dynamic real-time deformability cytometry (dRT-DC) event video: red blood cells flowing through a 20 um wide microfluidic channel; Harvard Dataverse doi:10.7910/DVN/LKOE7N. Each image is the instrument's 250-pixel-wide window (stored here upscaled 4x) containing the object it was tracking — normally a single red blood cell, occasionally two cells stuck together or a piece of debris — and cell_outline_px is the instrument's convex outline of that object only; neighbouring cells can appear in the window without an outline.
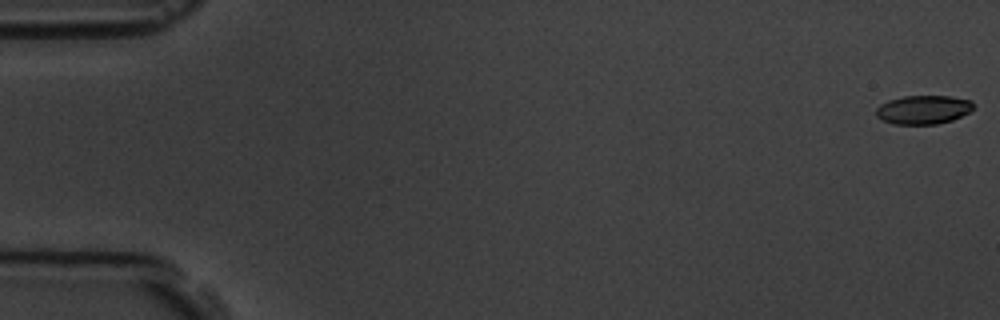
{"species": "common noctule bat (a hibernating species)", "species_latin": "Nyctalus noctula", "temperature_condition": "room temperature", "stored_images_in_passage": 7, "camera_frame_rate_fps": 3000, "um_per_image_px": 0.085, "animal": {"sex": "male", "body_mass_g": 19.5, "forearm_length_mm": 54.6}, "frame": {"image": 1, "passage_image": 1, "time_ms": 0.0, "image_size_px": [1000, 320], "cell_outline_px": [[972, 108], [968, 112], [952, 120], [936, 124], [892, 124], [880, 120], [876, 116], [876, 108], [880, 104], [888, 100], [904, 96], [952, 96], [972, 100]], "centroid_in_image_um": [78.43, 9.32], "position_along_channel_um": 6.6, "area_um2": 16.36}}
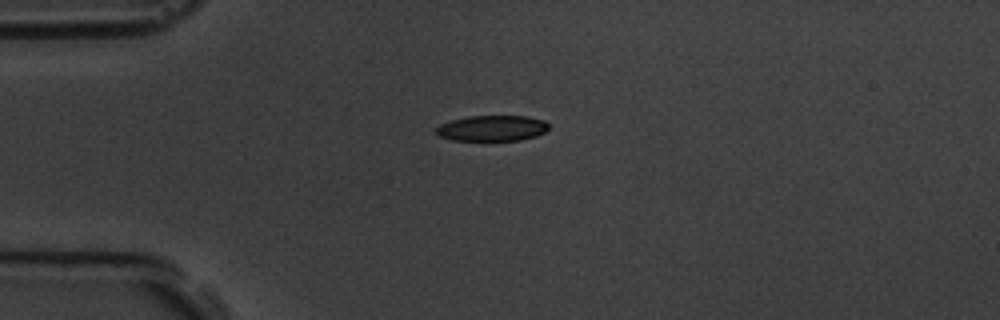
{"frame": {"image": 2, "passage_image": 5, "time_ms": 4.667, "image_size_px": [1000, 320], "cell_outline_px": [[548, 128], [544, 132], [536, 136], [520, 140], [452, 140], [440, 136], [436, 132], [436, 128], [440, 124], [452, 120], [468, 116], [528, 116], [544, 120], [548, 124]], "centroid_in_image_um": [41.84, 10.89], "position_along_channel_um": 43.2, "area_um2": 16.76}}
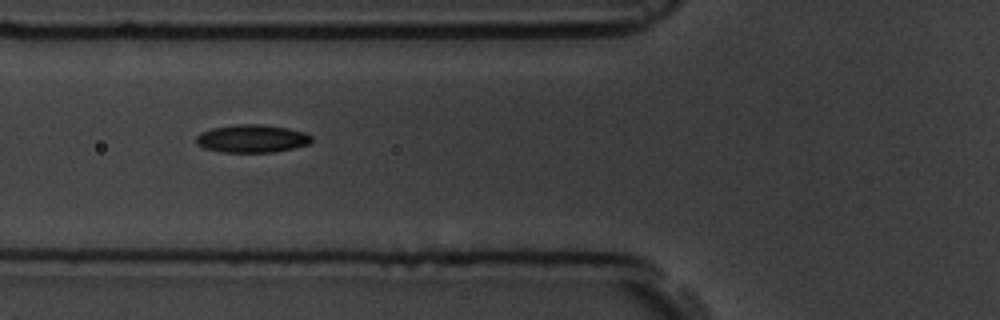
{"frame": {"image": 3, "passage_image": 7, "time_ms": 7.0, "image_size_px": [1000, 320], "cell_outline_px": [[312, 144], [276, 152], [224, 152], [204, 148], [196, 144], [196, 136], [200, 132], [212, 128], [236, 124], [260, 124], [288, 128], [308, 132], [312, 136]], "centroid_in_image_um": [21.46, 11.78], "position_along_channel_um": 104.3, "area_um2": 19.07}}